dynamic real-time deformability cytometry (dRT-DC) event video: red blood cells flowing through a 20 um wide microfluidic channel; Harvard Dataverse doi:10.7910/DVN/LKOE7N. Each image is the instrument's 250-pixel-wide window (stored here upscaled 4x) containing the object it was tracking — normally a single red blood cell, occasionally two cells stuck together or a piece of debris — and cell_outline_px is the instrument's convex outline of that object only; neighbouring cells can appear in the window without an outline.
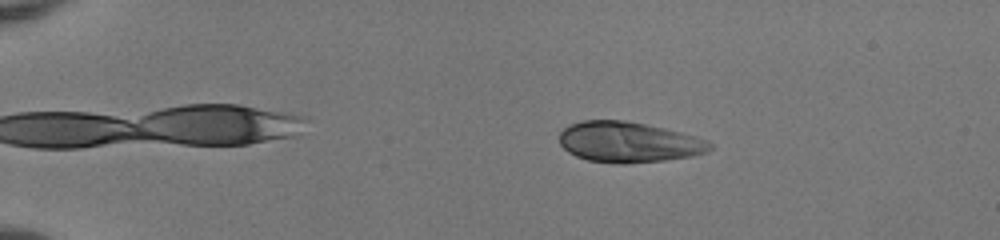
{"species": "human", "species_latin": "Homo sapiens", "temperature_condition": "room temperature", "stored_images_in_passage": 52, "camera_frame_rate_fps": 3000, "um_per_image_px": 0.085, "donor": {"sex": "female"}, "frame": {"image": 1, "passage_image": 10, "time_ms": 3.0, "image_size_px": [1000, 240], "cell_outline_px": [[712, 148], [708, 152], [692, 156], [664, 160], [624, 164], [616, 164], [588, 160], [576, 156], [568, 152], [560, 144], [560, 132], [568, 124], [580, 120], [624, 120], [664, 128], [696, 136], [708, 140], [712, 144]], "centroid_in_image_um": [53.42, 12.08], "position_along_channel_um": 31.6, "area_um2": 35.78}}
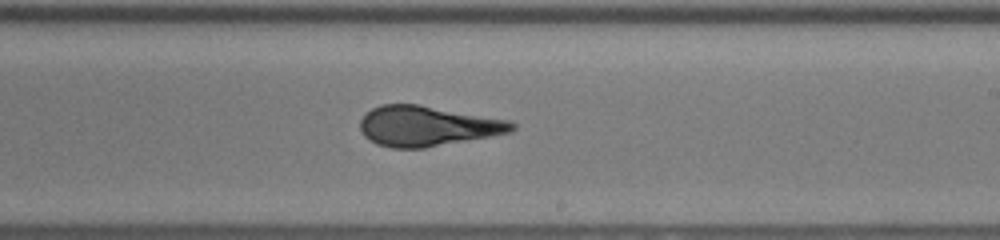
{"frame": {"image": 2, "passage_image": 33, "time_ms": 10.667, "image_size_px": [1000, 240], "cell_outline_px": [[516, 128], [512, 132], [424, 148], [392, 148], [376, 144], [368, 140], [364, 136], [360, 128], [360, 120], [372, 108], [380, 104], [420, 104], [508, 120], [516, 124]], "centroid_in_image_um": [36.3, 10.71], "position_along_channel_um": 252.7, "area_um2": 35.55}}
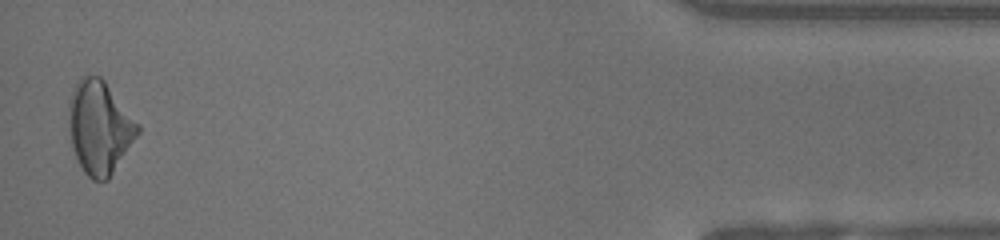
{"frame": {"image": 3, "passage_image": 51, "time_ms": 16.667, "image_size_px": [1000, 240], "cell_outline_px": [[140, 132], [108, 180], [92, 180], [84, 172], [72, 148], [68, 120], [68, 100], [80, 76], [100, 76], [104, 80], [140, 124]], "centroid_in_image_um": [8.46, 10.82], "position_along_channel_um": 426.7, "area_um2": 37.4}, "authors_computed_cell_mechanics": {"area_um2": 35.6048, "velocity_mm_per_s": 4.0243, "shape_relaxation_time_tau1_ms": 5.0535, "shape_relaxation_time_tau2_ms": 0.5436, "deformation_change_tau1": 0.2169, "deformation_change_tau2": 0.0547}}